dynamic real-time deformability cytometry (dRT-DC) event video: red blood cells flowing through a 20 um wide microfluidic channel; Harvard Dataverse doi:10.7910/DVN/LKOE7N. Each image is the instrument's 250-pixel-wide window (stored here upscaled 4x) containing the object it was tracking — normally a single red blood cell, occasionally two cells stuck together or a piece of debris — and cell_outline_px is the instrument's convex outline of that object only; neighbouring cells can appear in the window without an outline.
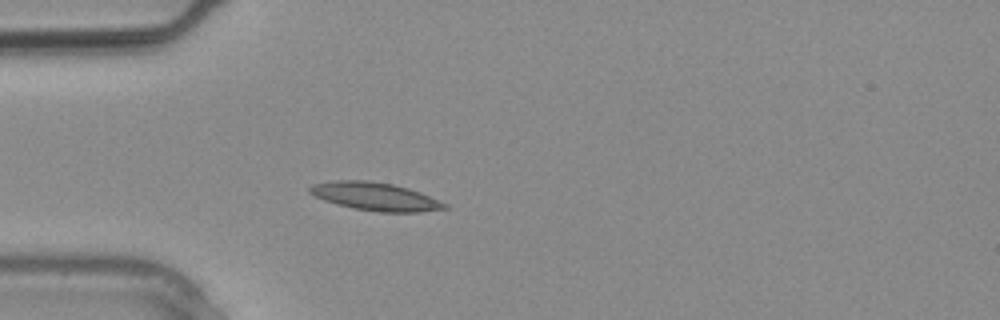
{"species": "common noctule bat (a hibernating species)", "species_latin": "Nyctalus noctula", "temperature_condition": "warm", "stored_images_in_passage": 2, "camera_frame_rate_fps": 3000, "um_per_image_px": 0.085, "animal": {"sex": "male", "body_mass_g": 20.4}, "frame": {"image": 1, "passage_image": 2, "time_ms": 0.333, "image_size_px": [1000, 320], "cell_outline_px": [[448, 208], [420, 212], [380, 212], [352, 208], [324, 200], [308, 192], [308, 188], [312, 184], [336, 180], [368, 180], [392, 184], [408, 188], [420, 192], [448, 204]], "centroid_in_image_um": [31.9, 16.7], "position_along_channel_um": 53.1, "area_um2": 22.02}}